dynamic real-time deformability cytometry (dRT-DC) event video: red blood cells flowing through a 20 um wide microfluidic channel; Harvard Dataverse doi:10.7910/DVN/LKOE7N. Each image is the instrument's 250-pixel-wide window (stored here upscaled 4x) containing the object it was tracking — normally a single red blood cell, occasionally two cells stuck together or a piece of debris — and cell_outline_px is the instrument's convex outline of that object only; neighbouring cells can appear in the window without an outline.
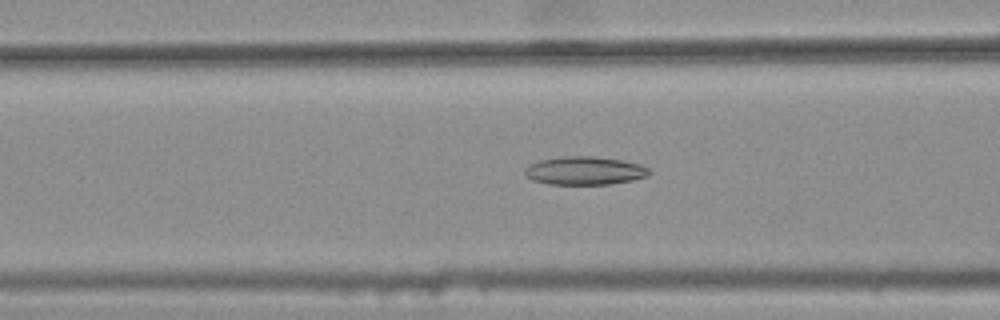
{"species": "common noctule bat (a hibernating species)", "species_latin": "Nyctalus noctula", "temperature_condition": "warm", "stored_images_in_passage": 46, "camera_frame_rate_fps": 3000, "um_per_image_px": 0.085, "animal": {"sex": "female", "body_mass_g": 25.1}, "frame": {"image": 1, "passage_image": 21, "time_ms": 6.667, "image_size_px": [1000, 320], "cell_outline_px": [[652, 172], [648, 176], [632, 180], [608, 184], [548, 184], [532, 180], [524, 172], [524, 168], [528, 164], [540, 160], [564, 156], [592, 156], [624, 160], [640, 164], [648, 168]], "centroid_in_image_um": [49.7, 14.5], "position_along_channel_um": 116.9, "area_um2": 20.58}}
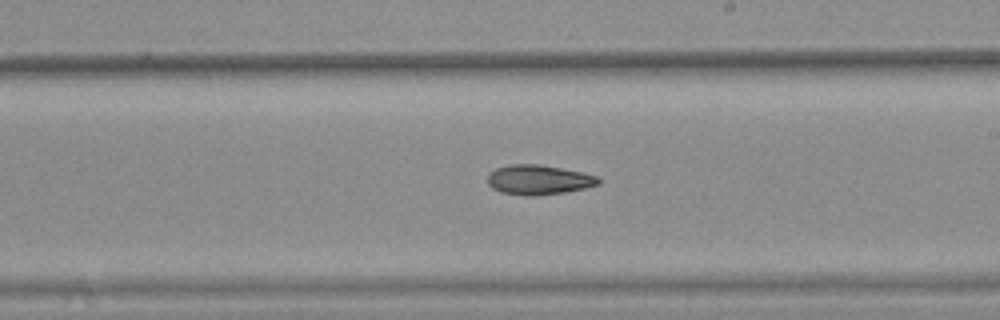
{"frame": {"image": 2, "passage_image": 31, "time_ms": 10.0, "image_size_px": [1000, 320], "cell_outline_px": [[600, 184], [584, 188], [564, 192], [536, 196], [524, 196], [500, 192], [492, 188], [488, 184], [488, 176], [496, 168], [508, 164], [536, 164], [584, 172], [596, 176], [600, 180]], "centroid_in_image_um": [45.77, 15.29], "position_along_channel_um": 243.2, "area_um2": 19.19}}
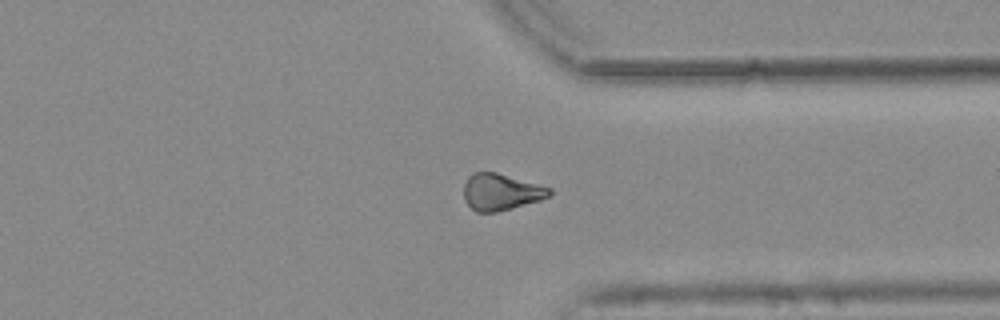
{"frame": {"image": 3, "passage_image": 41, "time_ms": 13.333, "image_size_px": [1000, 320], "cell_outline_px": [[552, 192], [548, 196], [540, 200], [512, 208], [496, 212], [476, 212], [464, 200], [464, 184], [468, 176], [472, 172], [496, 172], [552, 188]], "centroid_in_image_um": [42.56, 16.31], "position_along_channel_um": 368.8, "area_um2": 18.21}}